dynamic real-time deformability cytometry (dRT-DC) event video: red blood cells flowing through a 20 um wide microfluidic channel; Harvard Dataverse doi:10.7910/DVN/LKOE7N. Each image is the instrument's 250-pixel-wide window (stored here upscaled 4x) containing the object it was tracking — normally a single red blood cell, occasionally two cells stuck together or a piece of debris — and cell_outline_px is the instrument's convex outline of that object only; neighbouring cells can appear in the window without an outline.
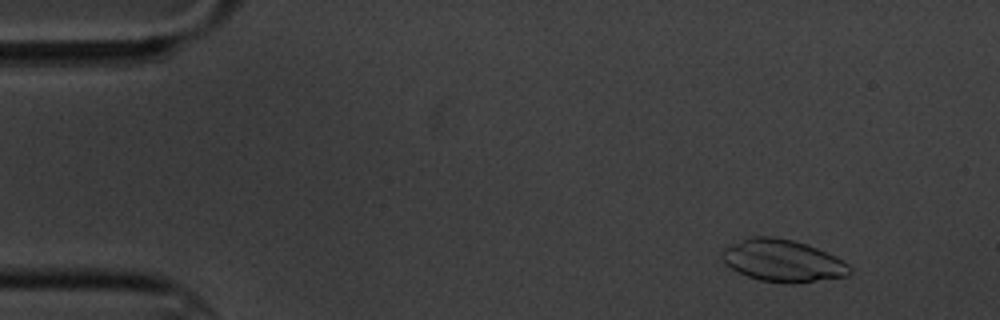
{"species": "common noctule bat (a hibernating species)", "species_latin": "Nyctalus noctula", "temperature_condition": "cold", "stored_images_in_passage": 5, "camera_frame_rate_fps": 3000, "um_per_image_px": 0.085, "animal": {"sex": "male", "body_mass_g": 20.1, "forearm_length_mm": 53.5}, "frame": {"image": 1, "passage_image": 2, "time_ms": 1.0, "image_size_px": [1000, 320], "cell_outline_px": [[852, 272], [848, 276], [792, 284], [760, 280], [748, 276], [724, 264], [720, 256], [724, 248], [752, 236], [776, 236], [792, 240], [816, 248], [848, 264], [852, 268]], "centroid_in_image_um": [66.52, 22.17], "position_along_channel_um": 18.5, "area_um2": 30.98}}